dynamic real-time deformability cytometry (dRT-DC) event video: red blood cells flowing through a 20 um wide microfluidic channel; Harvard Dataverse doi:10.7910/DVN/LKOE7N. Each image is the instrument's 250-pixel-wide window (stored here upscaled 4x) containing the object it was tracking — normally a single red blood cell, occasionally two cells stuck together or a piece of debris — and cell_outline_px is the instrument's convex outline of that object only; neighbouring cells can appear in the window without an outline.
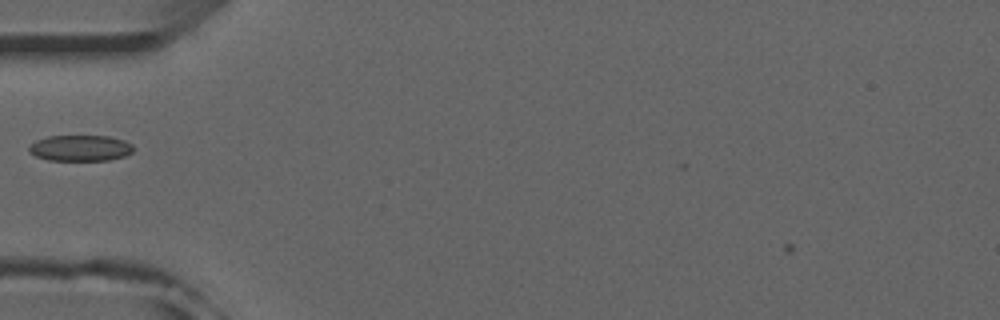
{"species": "common noctule bat (a hibernating species)", "species_latin": "Nyctalus noctula", "temperature_condition": "room temperature", "stored_images_in_passage": 35, "camera_frame_rate_fps": 3000, "um_per_image_px": 0.085, "animal": {"sex": "male", "forearm_length_mm": 52.5}, "frame": {"image": 1, "passage_image": 3, "time_ms": 0.667, "image_size_px": [1000, 320], "cell_outline_px": [[136, 148], [132, 152], [124, 156], [108, 160], [48, 160], [36, 156], [28, 152], [28, 148], [36, 140], [48, 136], [108, 136], [124, 140], [132, 144]], "centroid_in_image_um": [6.84, 12.58], "position_along_channel_um": 78.2, "area_um2": 15.84}, "authors_computed_cell_mechanics": {"area_um2": 16.184, "velocity_mm_per_s": 3.974, "shape_relaxation_time_tau1_ms": null, "shape_relaxation_time_tau2_ms": 3.6161, "deformation_change_tau1": null, "deformation_change_tau2": 0.0857}}